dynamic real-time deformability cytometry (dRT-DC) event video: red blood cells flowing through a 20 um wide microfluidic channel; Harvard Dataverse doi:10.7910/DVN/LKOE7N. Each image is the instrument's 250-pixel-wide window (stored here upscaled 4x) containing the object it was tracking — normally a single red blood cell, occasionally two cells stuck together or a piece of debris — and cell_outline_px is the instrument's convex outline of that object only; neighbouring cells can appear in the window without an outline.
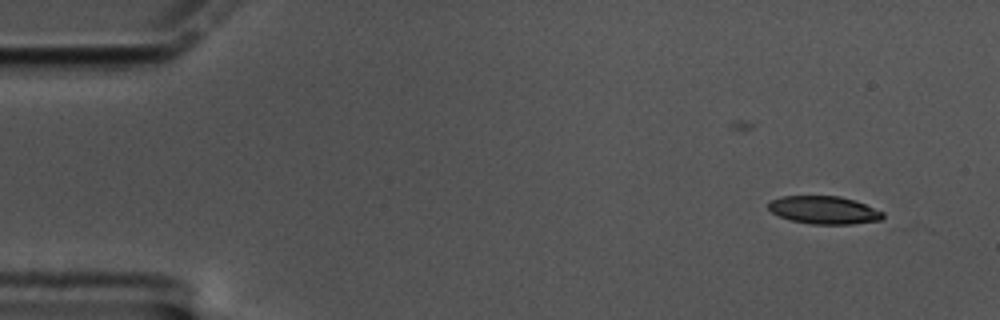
{"species": "common noctule bat (a hibernating species)", "species_latin": "Nyctalus noctula", "temperature_condition": "cold", "stored_images_in_passage": 10, "camera_frame_rate_fps": 3000, "um_per_image_px": 0.085, "animal": {"sex": "male", "body_mass_g": 17.5, "forearm_length_mm": 52.3}, "frame": {"image": 1, "passage_image": 1, "time_ms": 0.0, "image_size_px": [1000, 320], "cell_outline_px": [[884, 216], [880, 220], [852, 224], [812, 224], [792, 220], [780, 216], [772, 212], [768, 208], [768, 204], [772, 200], [780, 196], [840, 196], [856, 200], [884, 212]], "centroid_in_image_um": [70.06, 17.85], "position_along_channel_um": 14.9, "area_um2": 18.55}}